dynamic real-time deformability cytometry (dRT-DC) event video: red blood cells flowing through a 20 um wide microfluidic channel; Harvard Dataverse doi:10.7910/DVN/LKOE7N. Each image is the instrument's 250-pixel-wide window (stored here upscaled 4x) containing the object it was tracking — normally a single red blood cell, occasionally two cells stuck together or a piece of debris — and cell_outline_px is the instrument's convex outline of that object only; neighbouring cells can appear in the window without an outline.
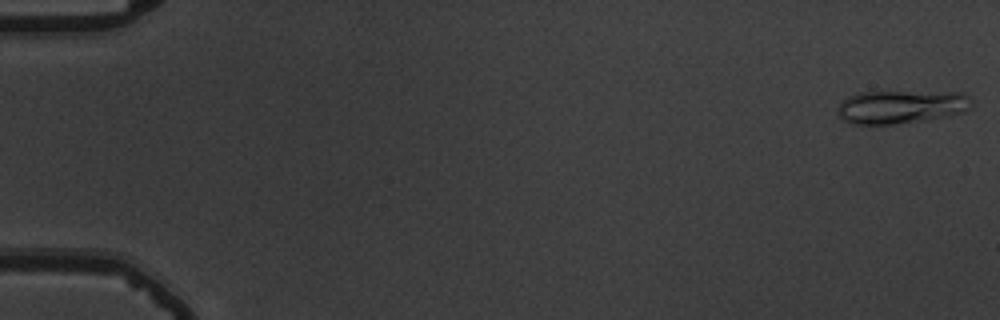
{"species": "common noctule bat (a hibernating species)", "species_latin": "Nyctalus noctula", "temperature_condition": "warm", "stored_images_in_passage": 55, "camera_frame_rate_fps": 3000, "um_per_image_px": 0.085, "animal": {"sex": "male", "body_mass_g": 19.5, "forearm_length_mm": 54.6}, "frame": {"image": 1, "passage_image": 1, "time_ms": 0.0, "image_size_px": [1000, 320], "cell_outline_px": [[972, 108], [964, 112], [924, 120], [892, 124], [852, 124], [844, 120], [840, 116], [840, 100], [848, 96], [860, 92], [964, 92], [972, 100]], "centroid_in_image_um": [76.63, 9.07], "position_along_channel_um": 8.4, "area_um2": 25.89}}
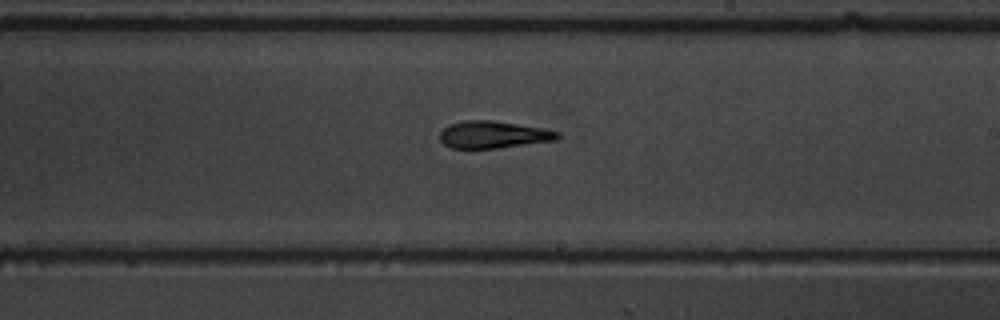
{"frame": {"image": 2, "passage_image": 33, "time_ms": 10.667, "image_size_px": [1000, 320], "cell_outline_px": [[560, 136], [556, 140], [496, 148], [452, 148], [444, 144], [440, 140], [440, 132], [448, 124], [464, 120], [492, 120], [540, 128], [560, 132]], "centroid_in_image_um": [41.89, 11.44], "position_along_channel_um": 247.1, "area_um2": 18.44}}
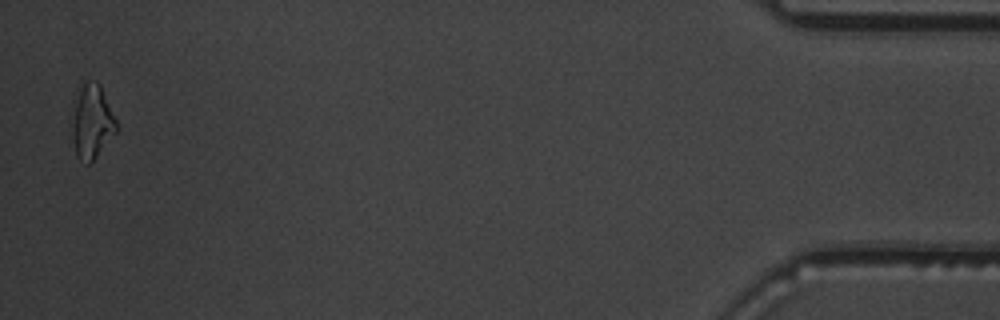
{"frame": {"image": 3, "passage_image": 54, "time_ms": 17.667, "image_size_px": [1000, 320], "cell_outline_px": [[116, 132], [96, 156], [88, 164], [80, 160], [76, 156], [68, 128], [72, 100], [80, 84], [88, 80], [96, 80], [100, 84], [116, 120]], "centroid_in_image_um": [7.7, 10.29], "position_along_channel_um": 427.5, "area_um2": 20.06}, "authors_computed_cell_mechanics": {"area_um2": 18.9584, "velocity_mm_per_s": 3.7464, "shape_relaxation_time_tau1_ms": 7.4128, "shape_relaxation_time_tau2_ms": 4.7619, "deformation_change_tau1": 0.2034, "deformation_change_tau2": 0.1431}}